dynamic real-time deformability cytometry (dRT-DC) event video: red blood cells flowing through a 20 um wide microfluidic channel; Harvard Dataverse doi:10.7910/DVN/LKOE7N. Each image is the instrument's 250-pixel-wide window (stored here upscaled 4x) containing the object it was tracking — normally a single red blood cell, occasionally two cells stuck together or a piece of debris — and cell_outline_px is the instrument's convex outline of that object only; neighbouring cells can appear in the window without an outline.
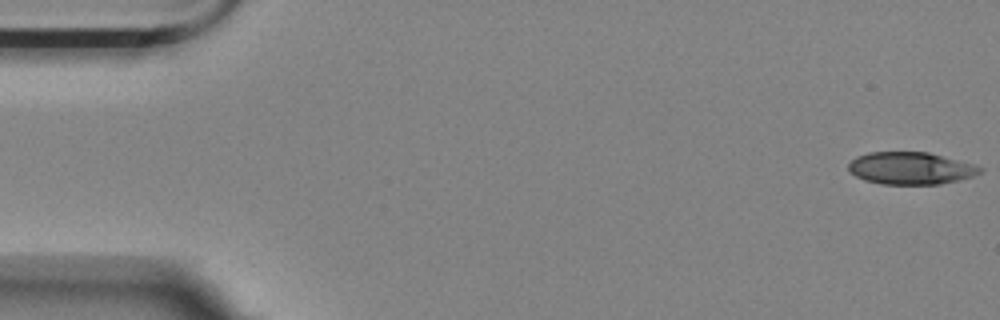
{"species": "Egyptian fruit bat (a non-hibernating species)", "species_latin": "Rousettus aegyptiacus", "temperature_condition": "room temperature", "stored_images_in_passage": 5, "camera_frame_rate_fps": 3000, "um_per_image_px": 0.085, "animal": {"sex": "female"}, "frame": {"image": 1, "passage_image": 1, "time_ms": 0.0, "image_size_px": [1000, 320], "cell_outline_px": [[984, 168], [980, 172], [972, 176], [960, 180], [940, 184], [880, 184], [864, 180], [848, 172], [848, 164], [856, 156], [868, 152], [928, 152], [972, 164]], "centroid_in_image_um": [77.36, 14.3], "position_along_channel_um": 7.6, "area_um2": 24.74}}
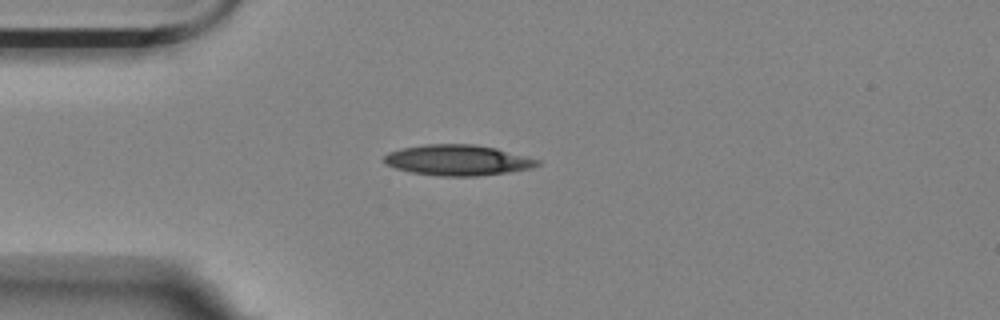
{"frame": {"image": 2, "passage_image": 5, "time_ms": 4.333, "image_size_px": [1000, 320], "cell_outline_px": [[540, 164], [532, 168], [508, 172], [476, 176], [440, 176], [412, 172], [396, 168], [388, 164], [384, 160], [384, 156], [388, 152], [400, 148], [424, 144], [476, 144], [496, 148], [540, 160]], "centroid_in_image_um": [38.91, 13.6], "position_along_channel_um": 46.1, "area_um2": 27.28}}